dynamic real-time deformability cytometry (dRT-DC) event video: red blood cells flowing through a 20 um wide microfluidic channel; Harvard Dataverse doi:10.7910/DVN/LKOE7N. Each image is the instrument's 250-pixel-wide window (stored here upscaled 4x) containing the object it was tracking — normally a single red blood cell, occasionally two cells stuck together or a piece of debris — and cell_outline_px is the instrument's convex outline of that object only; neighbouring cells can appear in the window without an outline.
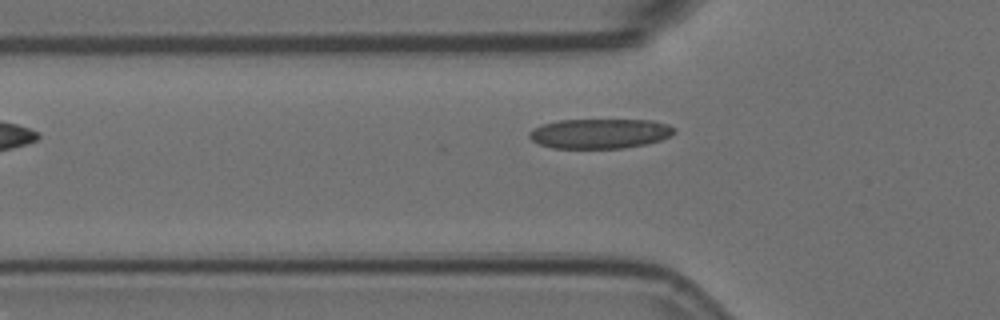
{"species": "Egyptian fruit bat (a non-hibernating species)", "species_latin": "Rousettus aegyptiacus", "temperature_condition": "room temperature", "stored_images_in_passage": 4, "camera_frame_rate_fps": 3000, "um_per_image_px": 0.085, "animal": {"sex": "female"}, "frame": {"image": 1, "passage_image": 3, "time_ms": 0.667, "image_size_px": [1000, 320], "cell_outline_px": [[676, 132], [660, 140], [644, 144], [624, 148], [552, 148], [540, 144], [532, 140], [528, 136], [528, 132], [532, 128], [540, 124], [556, 120], [652, 120], [668, 124], [676, 128]], "centroid_in_image_um": [50.95, 11.34], "position_along_channel_um": 74.9, "area_um2": 25.32}}
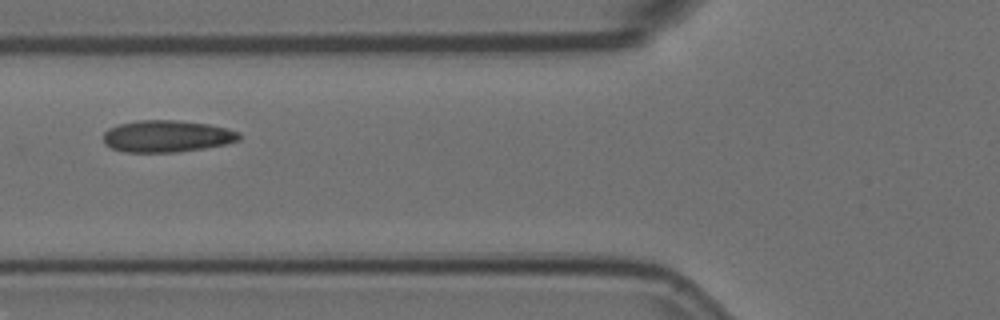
{"frame": {"image": 2, "passage_image": 4, "time_ms": 1.0, "image_size_px": [1000, 320], "cell_outline_px": [[240, 140], [228, 144], [204, 148], [176, 152], [124, 152], [112, 148], [104, 144], [104, 132], [108, 128], [120, 124], [136, 120], [172, 120], [208, 124], [228, 128], [240, 132]], "centroid_in_image_um": [14.2, 11.58], "position_along_channel_um": 111.6, "area_um2": 25.32}}